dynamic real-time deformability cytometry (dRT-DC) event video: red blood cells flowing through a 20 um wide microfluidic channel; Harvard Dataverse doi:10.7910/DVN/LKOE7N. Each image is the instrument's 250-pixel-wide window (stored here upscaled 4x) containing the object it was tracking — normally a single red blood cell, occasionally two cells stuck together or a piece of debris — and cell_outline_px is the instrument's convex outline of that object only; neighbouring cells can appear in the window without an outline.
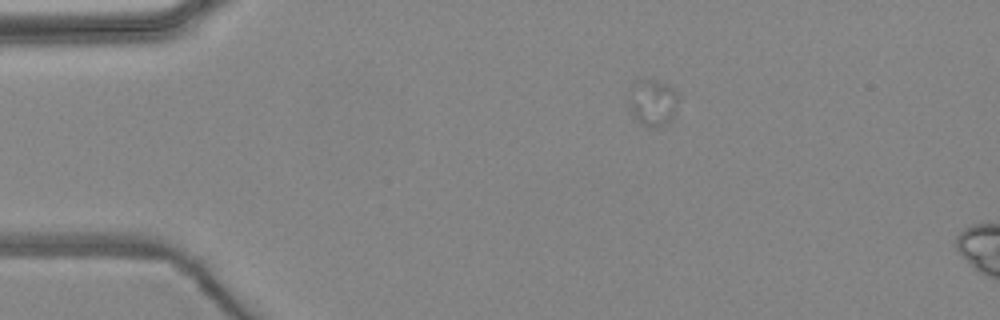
{"species": "common noctule bat (a hibernating species)", "species_latin": "Nyctalus noctula", "temperature_condition": "warm", "stored_images_in_passage": 3, "camera_frame_rate_fps": 3000, "um_per_image_px": 0.085, "animal": {"sex": "female", "body_mass_g": 24.6, "forearm_length_mm": 56.2}, "frame": {"image": 1, "passage_image": 2, "time_ms": 1.0, "image_size_px": [1000, 320], "cell_outline_px": [[680, 96], [676, 116], [672, 120], [656, 128], [640, 124], [628, 108], [636, 80], [656, 80], [668, 84]], "centroid_in_image_um": [55.56, 8.75], "position_along_channel_um": 29.4, "area_um2": 13.53}}